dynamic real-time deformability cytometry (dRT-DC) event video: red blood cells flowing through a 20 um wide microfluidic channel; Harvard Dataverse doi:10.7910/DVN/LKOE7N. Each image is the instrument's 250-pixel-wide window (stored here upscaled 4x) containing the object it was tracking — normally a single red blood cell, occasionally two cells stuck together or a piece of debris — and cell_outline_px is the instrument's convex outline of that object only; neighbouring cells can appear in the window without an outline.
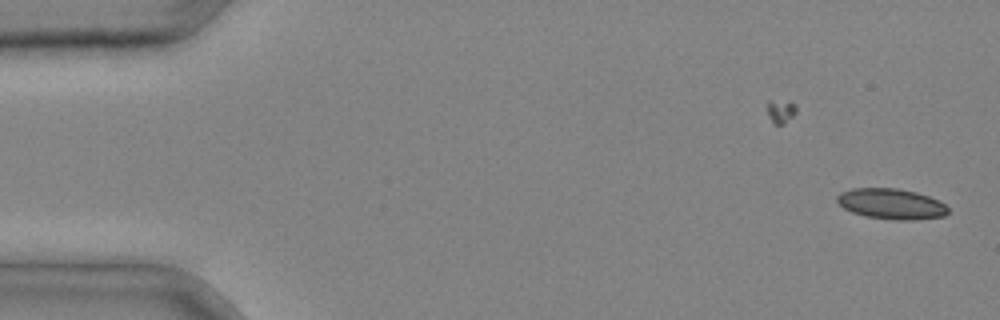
{"species": "common noctule bat (a hibernating species)", "species_latin": "Nyctalus noctula", "temperature_condition": "cold", "stored_images_in_passage": 37, "camera_frame_rate_fps": 3000, "um_per_image_px": 0.085, "animal": {"sex": "male", "body_mass_g": 20.4}, "frame": {"image": 1, "passage_image": 1, "time_ms": 0.0, "image_size_px": [1000, 320], "cell_outline_px": [[948, 212], [944, 216], [916, 220], [896, 220], [864, 216], [852, 212], [844, 208], [836, 200], [836, 196], [840, 192], [852, 188], [900, 188], [916, 192], [940, 200], [948, 208]], "centroid_in_image_um": [75.76, 17.32], "position_along_channel_um": 9.2, "area_um2": 19.94}}
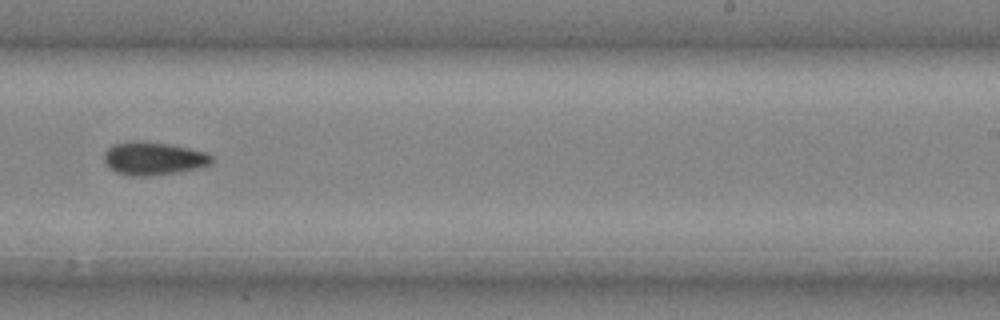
{"frame": {"image": 2, "passage_image": 24, "time_ms": 7.667, "image_size_px": [1000, 320], "cell_outline_px": [[212, 164], [180, 172], [148, 176], [124, 176], [108, 168], [104, 160], [104, 152], [112, 144], [132, 140], [136, 140], [168, 144], [188, 148], [204, 152], [212, 156]], "centroid_in_image_um": [12.98, 13.48], "position_along_channel_um": 276.0, "area_um2": 20.92}}
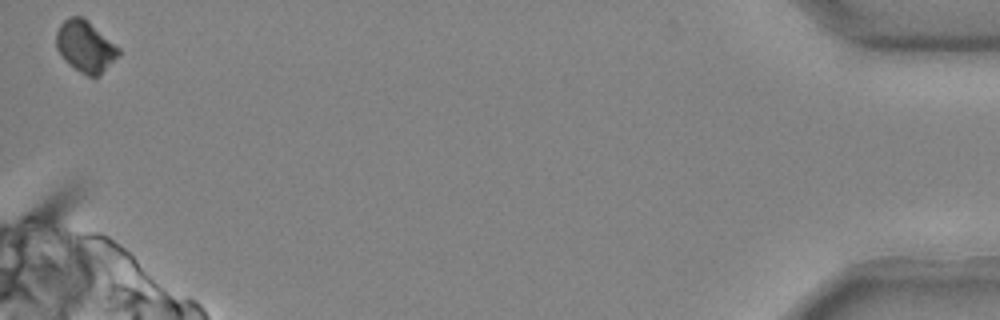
{"frame": {"image": 3, "passage_image": 37, "time_ms": 12.0, "image_size_px": [1000, 320], "cell_outline_px": [[120, 52], [96, 76], [88, 76], [80, 72], [56, 48], [56, 32], [60, 24], [64, 20], [72, 16], [80, 16], [88, 20], [120, 48]], "centroid_in_image_um": [7.23, 3.88], "position_along_channel_um": 428.0, "area_um2": 17.86}}